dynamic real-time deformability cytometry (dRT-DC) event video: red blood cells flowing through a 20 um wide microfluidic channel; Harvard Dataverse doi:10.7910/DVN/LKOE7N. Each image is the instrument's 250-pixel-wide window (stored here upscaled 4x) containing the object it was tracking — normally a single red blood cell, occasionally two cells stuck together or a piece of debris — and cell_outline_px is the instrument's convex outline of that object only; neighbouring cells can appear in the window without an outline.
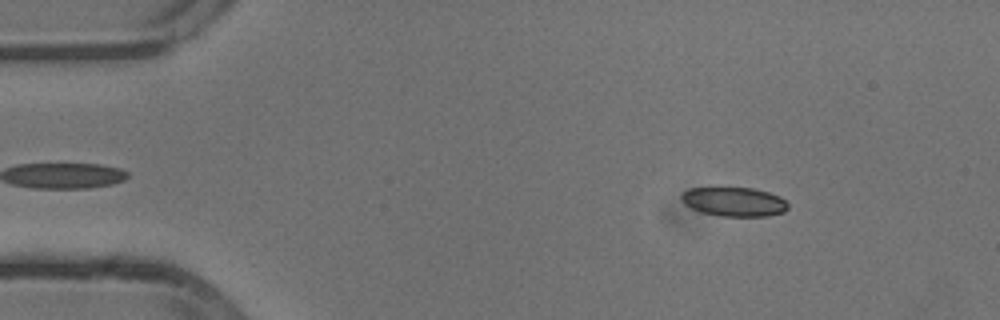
{"species": "common noctule bat (a hibernating species)", "species_latin": "Nyctalus noctula", "temperature_condition": "cold", "stored_images_in_passage": 53, "camera_frame_rate_fps": 3000, "um_per_image_px": 0.085, "animal": {"sex": "male", "body_mass_g": 13.3}, "frame": {"image": 1, "passage_image": 7, "time_ms": 2.0, "image_size_px": [1000, 320], "cell_outline_px": [[788, 208], [784, 212], [768, 216], [720, 216], [700, 212], [684, 204], [680, 200], [680, 196], [688, 188], [752, 188], [768, 192], [780, 196], [788, 204]], "centroid_in_image_um": [62.38, 17.15], "position_along_channel_um": 22.6, "area_um2": 18.15}}
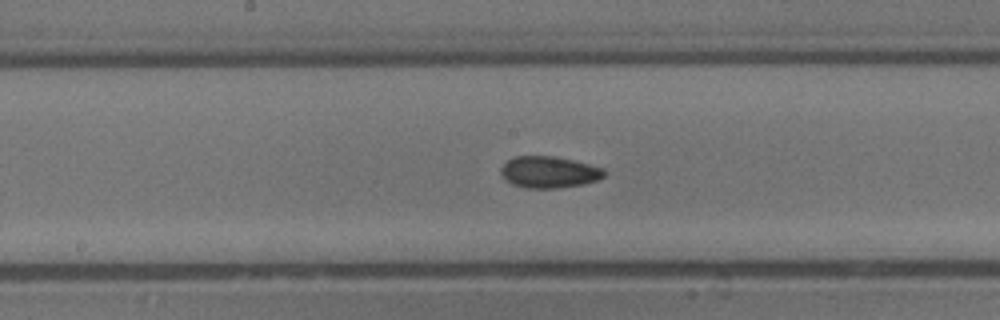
{"frame": {"image": 2, "passage_image": 27, "time_ms": 8.667, "image_size_px": [1000, 320], "cell_outline_px": [[604, 176], [600, 180], [584, 184], [560, 188], [524, 188], [512, 184], [504, 180], [500, 172], [500, 168], [508, 160], [516, 156], [552, 156], [572, 160], [604, 168]], "centroid_in_image_um": [46.65, 14.64], "position_along_channel_um": 201.5, "area_um2": 19.13}}
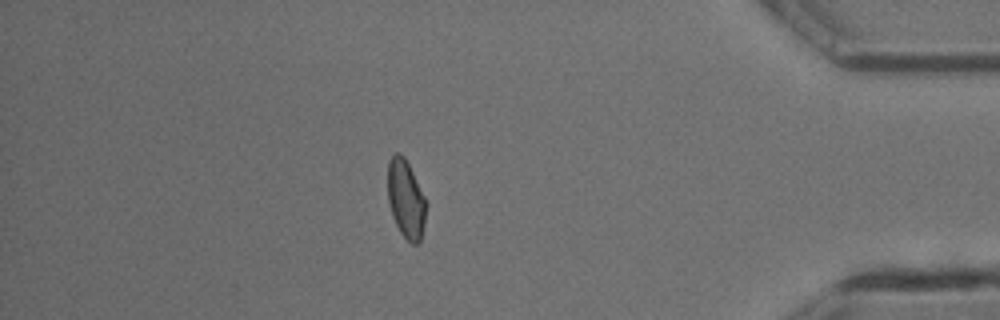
{"frame": {"image": 3, "passage_image": 46, "time_ms": 15.0, "image_size_px": [1000, 320], "cell_outline_px": [[428, 204], [424, 224], [420, 240], [416, 244], [412, 244], [400, 232], [392, 216], [388, 200], [388, 160], [396, 152], [400, 152], [404, 156]], "centroid_in_image_um": [34.5, 16.91], "position_along_channel_um": 400.7, "area_um2": 17.46}, "authors_computed_cell_mechanics": {"area_um2": 18.2648, "velocity_mm_per_s": 3.8209, "shape_relaxation_time_tau1_ms": null, "shape_relaxation_time_tau2_ms": 3.223, "deformation_change_tau1": null, "deformation_change_tau2": 0.0773}}